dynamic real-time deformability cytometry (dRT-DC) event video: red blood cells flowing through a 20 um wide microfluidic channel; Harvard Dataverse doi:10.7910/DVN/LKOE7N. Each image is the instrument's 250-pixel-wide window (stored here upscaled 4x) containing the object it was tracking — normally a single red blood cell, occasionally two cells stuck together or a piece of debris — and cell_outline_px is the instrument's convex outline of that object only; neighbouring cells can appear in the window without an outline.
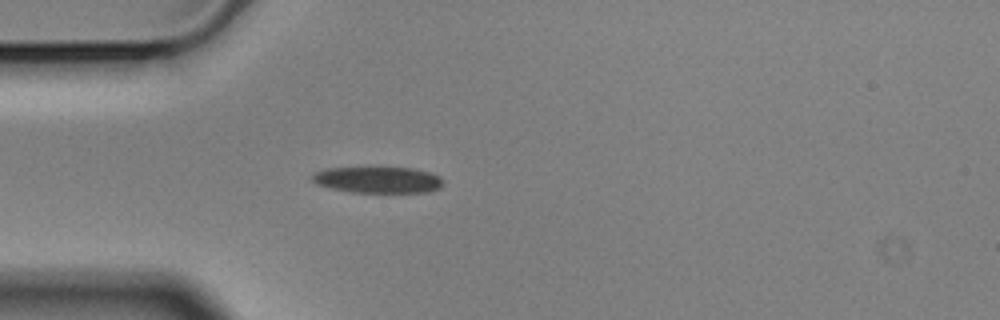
{"species": "Egyptian fruit bat (a non-hibernating species)", "species_latin": "Rousettus aegyptiacus", "temperature_condition": "cold", "stored_images_in_passage": 42, "camera_frame_rate_fps": 3000, "um_per_image_px": 0.085, "animal": {"sex": "male"}, "frame": {"image": 1, "passage_image": 1, "time_ms": 0.0, "image_size_px": [1000, 320], "cell_outline_px": [[444, 180], [440, 188], [428, 192], [352, 192], [332, 188], [316, 184], [312, 180], [312, 176], [316, 172], [328, 168], [416, 168], [432, 172], [440, 176]], "centroid_in_image_um": [32.19, 15.28], "position_along_channel_um": 52.8, "area_um2": 20.0}}
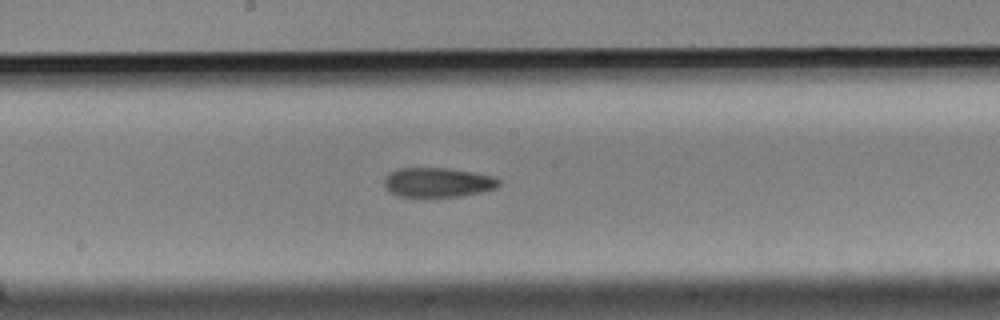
{"frame": {"image": 2, "passage_image": 15, "time_ms": 4.667, "image_size_px": [1000, 320], "cell_outline_px": [[500, 184], [496, 188], [480, 192], [460, 196], [396, 196], [384, 184], [384, 176], [388, 172], [396, 168], [448, 168], [476, 172], [496, 176], [500, 180]], "centroid_in_image_um": [37.23, 15.48], "position_along_channel_um": 211.0, "area_um2": 19.83}}
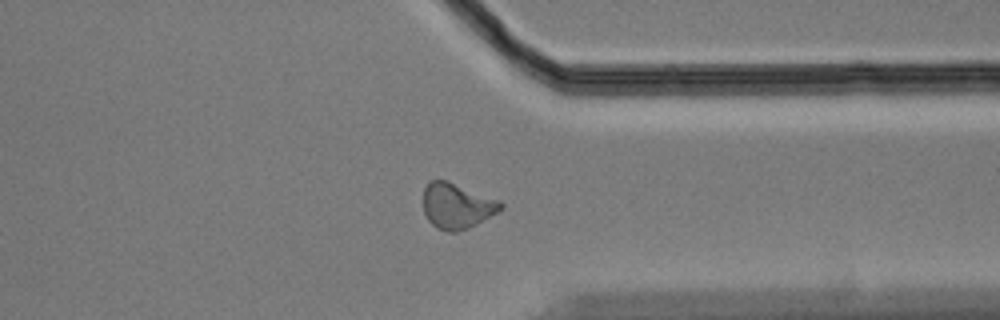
{"frame": {"image": 3, "passage_image": 29, "time_ms": 9.333, "image_size_px": [1000, 320], "cell_outline_px": [[504, 208], [476, 224], [468, 228], [456, 232], [448, 232], [436, 228], [428, 220], [424, 212], [424, 188], [428, 180], [448, 180], [500, 200], [504, 204]], "centroid_in_image_um": [38.83, 17.49], "position_along_channel_um": 372.6, "area_um2": 20.69}, "authors_computed_cell_mechanics": {"area_um2": 20.0277, "velocity_mm_per_s": 3.5193, "shape_relaxation_time_tau1_ms": null, "shape_relaxation_time_tau2_ms": 3.0261, "deformation_change_tau1": null, "deformation_change_tau2": 0.1053}}